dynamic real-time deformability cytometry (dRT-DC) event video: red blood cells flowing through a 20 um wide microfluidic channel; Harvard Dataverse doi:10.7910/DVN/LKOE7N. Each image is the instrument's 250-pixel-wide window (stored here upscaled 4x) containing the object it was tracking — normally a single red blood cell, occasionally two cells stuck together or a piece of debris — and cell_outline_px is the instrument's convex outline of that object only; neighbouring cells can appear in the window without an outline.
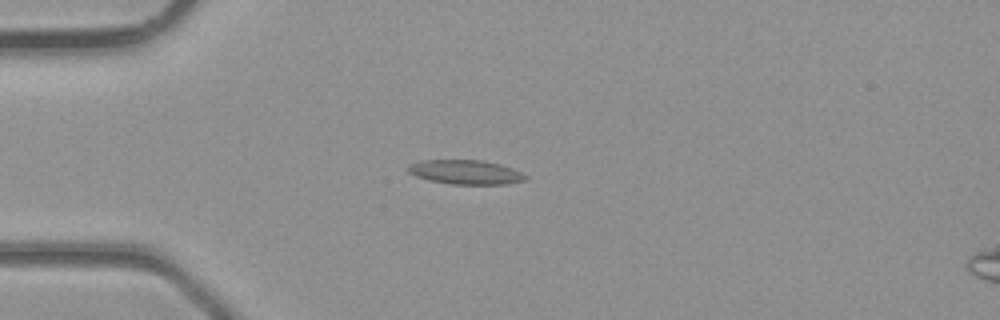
{"species": "common noctule bat (a hibernating species)", "species_latin": "Nyctalus noctula", "temperature_condition": "room temperature", "stored_images_in_passage": 39, "camera_frame_rate_fps": 3000, "um_per_image_px": 0.085, "animal": {"sex": "male", "body_mass_g": 23.1, "forearm_length_mm": 52.7}, "frame": {"image": 1, "passage_image": 10, "time_ms": 3.0, "image_size_px": [1000, 320], "cell_outline_px": [[528, 176], [524, 180], [508, 184], [452, 184], [428, 180], [416, 176], [408, 172], [408, 164], [420, 160], [480, 160], [500, 164], [512, 168]], "centroid_in_image_um": [39.55, 14.63], "position_along_channel_um": 45.5, "area_um2": 16.59}}
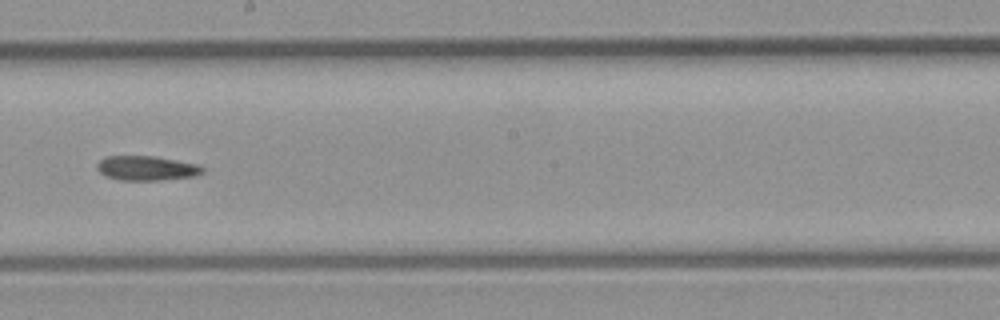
{"frame": {"image": 2, "passage_image": 22, "time_ms": 7.0, "image_size_px": [1000, 320], "cell_outline_px": [[204, 172], [196, 176], [160, 180], [120, 180], [104, 176], [96, 168], [96, 164], [104, 156], [152, 156], [200, 164], [204, 168]], "centroid_in_image_um": [12.46, 14.29], "position_along_channel_um": 235.7, "area_um2": 15.26}}
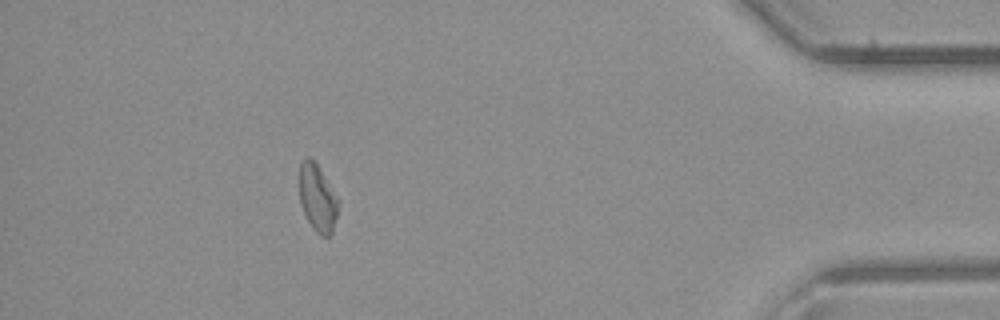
{"frame": {"image": 3, "passage_image": 35, "time_ms": 11.333, "image_size_px": [1000, 320], "cell_outline_px": [[340, 200], [332, 232], [328, 236], [320, 236], [312, 228], [304, 212], [300, 200], [300, 164], [308, 156], [316, 160]], "centroid_in_image_um": [27.01, 16.8], "position_along_channel_um": 408.2, "area_um2": 15.37}}